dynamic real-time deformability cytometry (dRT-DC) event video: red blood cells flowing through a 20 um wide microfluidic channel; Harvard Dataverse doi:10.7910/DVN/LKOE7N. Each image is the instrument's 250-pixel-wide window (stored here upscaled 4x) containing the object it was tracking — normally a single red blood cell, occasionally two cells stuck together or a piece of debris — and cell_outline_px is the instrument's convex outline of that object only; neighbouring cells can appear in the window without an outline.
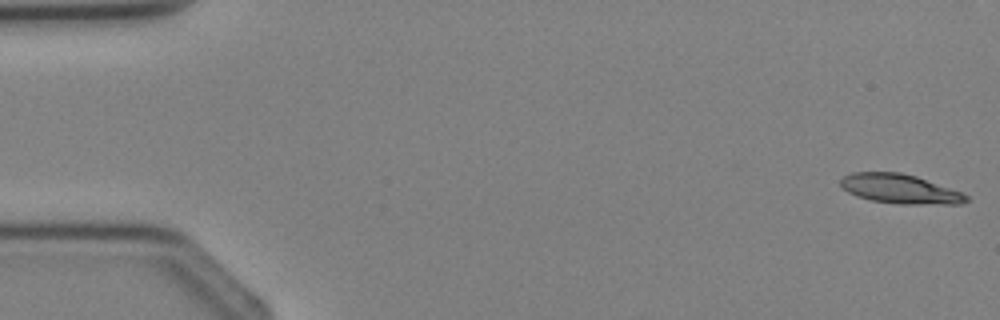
{"species": "Egyptian fruit bat (a non-hibernating species)", "species_latin": "Rousettus aegyptiacus", "temperature_condition": "cold", "stored_images_in_passage": 3, "camera_frame_rate_fps": 3000, "um_per_image_px": 0.085, "animal": {"sex": "female"}, "frame": {"image": 1, "passage_image": 1, "time_ms": 0.0, "image_size_px": [1000, 320], "cell_outline_px": [[968, 200], [960, 204], [900, 204], [872, 200], [856, 196], [848, 192], [840, 184], [840, 180], [844, 176], [852, 172], [900, 172], [916, 176], [964, 192], [968, 196]], "centroid_in_image_um": [76.53, 16.05], "position_along_channel_um": 8.5, "area_um2": 21.56}}
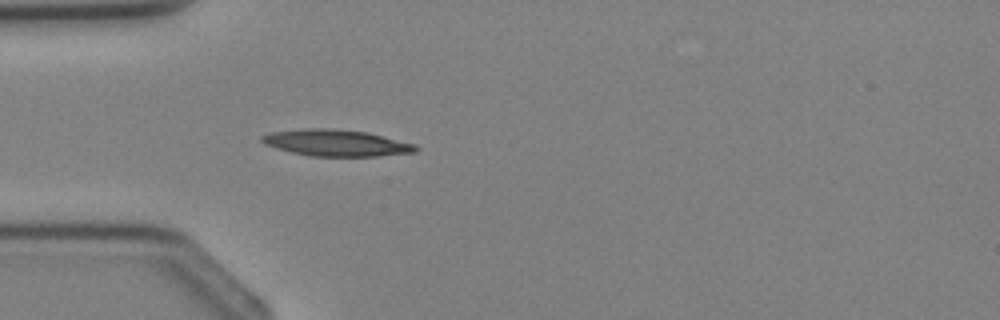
{"frame": {"image": 2, "passage_image": 3, "time_ms": 3.333, "image_size_px": [1000, 320], "cell_outline_px": [[420, 148], [416, 152], [380, 156], [312, 156], [292, 152], [276, 148], [264, 144], [260, 140], [260, 136], [272, 132], [304, 128], [332, 128], [368, 132], [416, 144]], "centroid_in_image_um": [28.6, 12.14], "position_along_channel_um": 56.4, "area_um2": 23.93}}